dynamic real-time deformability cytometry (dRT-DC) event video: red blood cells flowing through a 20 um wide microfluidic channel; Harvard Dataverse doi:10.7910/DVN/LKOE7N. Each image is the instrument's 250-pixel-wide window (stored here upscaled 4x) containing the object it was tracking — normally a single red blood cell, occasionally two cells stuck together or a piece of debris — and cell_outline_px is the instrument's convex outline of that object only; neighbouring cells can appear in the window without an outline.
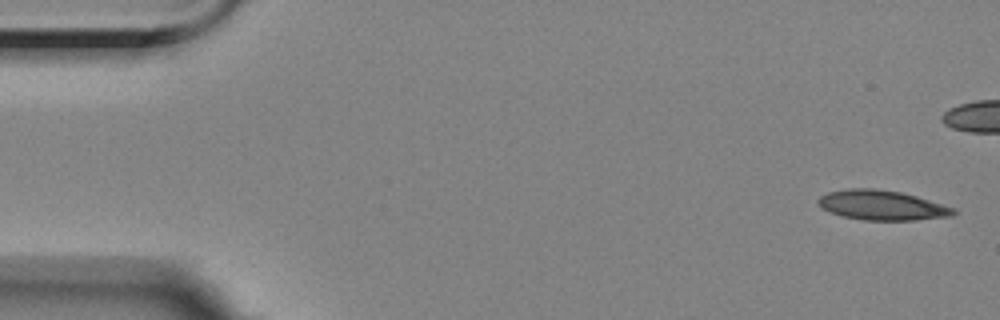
{"species": "Egyptian fruit bat (a non-hibernating species)", "species_latin": "Rousettus aegyptiacus", "temperature_condition": "room temperature", "stored_images_in_passage": 6, "camera_frame_rate_fps": 3000, "um_per_image_px": 0.085, "animal": {"sex": "female"}, "frame": {"image": 1, "passage_image": 1, "time_ms": 0.0, "image_size_px": [1000, 320], "cell_outline_px": [[960, 212], [952, 216], [916, 220], [864, 220], [844, 216], [832, 212], [824, 208], [816, 200], [820, 196], [828, 192], [848, 188], [872, 188], [900, 192], [916, 196], [956, 208]], "centroid_in_image_um": [75.03, 17.44], "position_along_channel_um": 10.0, "area_um2": 23.41}}
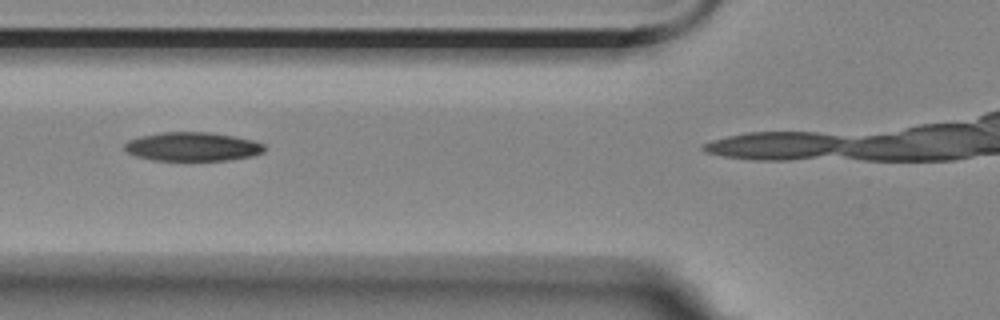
{"frame": {"image": 2, "passage_image": 5, "time_ms": 8.0, "image_size_px": [1000, 320], "cell_outline_px": [[264, 152], [252, 156], [228, 160], [152, 160], [136, 156], [128, 152], [124, 148], [124, 144], [128, 140], [140, 136], [160, 132], [208, 132], [232, 136], [252, 140], [264, 144]], "centroid_in_image_um": [16.34, 12.46], "position_along_channel_um": 109.5, "area_um2": 23.41}}